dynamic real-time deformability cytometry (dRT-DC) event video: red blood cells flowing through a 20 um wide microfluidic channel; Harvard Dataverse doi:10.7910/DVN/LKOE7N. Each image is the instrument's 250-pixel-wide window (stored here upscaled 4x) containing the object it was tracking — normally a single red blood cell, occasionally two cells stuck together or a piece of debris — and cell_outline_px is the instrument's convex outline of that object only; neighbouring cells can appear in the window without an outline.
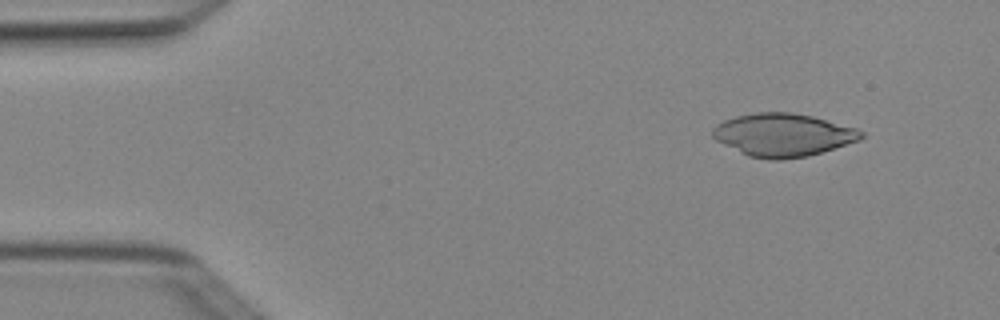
{"species": "Egyptian fruit bat (a non-hibernating species)", "species_latin": "Rousettus aegyptiacus", "temperature_condition": "cold", "stored_images_in_passage": 3, "camera_frame_rate_fps": 3000, "um_per_image_px": 0.085, "animal": {"sex": "female"}, "frame": {"image": 1, "passage_image": 1, "time_ms": 0.0, "image_size_px": [1000, 320], "cell_outline_px": [[864, 136], [860, 140], [808, 156], [780, 160], [768, 160], [748, 156], [716, 140], [712, 136], [712, 128], [716, 124], [724, 120], [736, 116], [756, 112], [792, 112], [812, 116], [856, 128], [864, 132]], "centroid_in_image_um": [66.55, 11.47], "position_along_channel_um": 18.5, "area_um2": 37.17}}